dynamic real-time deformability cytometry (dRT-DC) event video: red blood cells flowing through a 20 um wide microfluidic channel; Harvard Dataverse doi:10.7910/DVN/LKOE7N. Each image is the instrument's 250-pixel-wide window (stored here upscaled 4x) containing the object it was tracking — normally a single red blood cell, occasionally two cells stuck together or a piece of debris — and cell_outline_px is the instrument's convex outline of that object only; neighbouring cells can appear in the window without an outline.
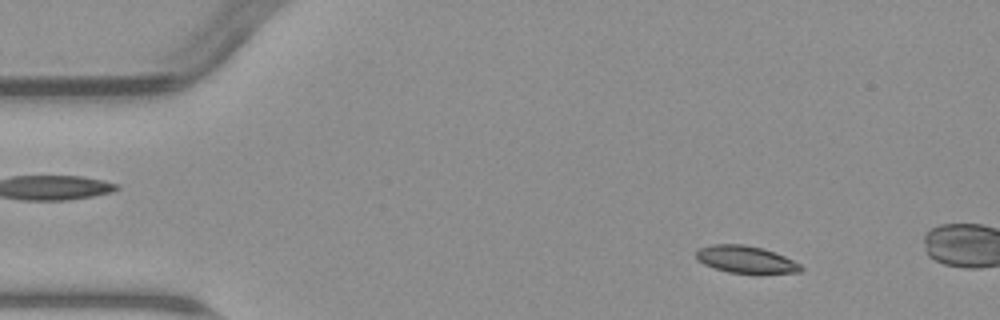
{"species": "common noctule bat (a hibernating species)", "species_latin": "Nyctalus noctula", "temperature_condition": "warm", "stored_images_in_passage": 3, "camera_frame_rate_fps": 3000, "um_per_image_px": 0.085, "animal": {"sex": "male", "body_mass_g": 23.1, "forearm_length_mm": 52.7}, "frame": {"image": 1, "passage_image": 1, "time_ms": 0.0, "image_size_px": [1000, 320], "cell_outline_px": [[804, 268], [800, 272], [728, 272], [704, 264], [696, 260], [696, 252], [700, 248], [712, 244], [744, 244], [764, 248], [776, 252], [800, 264]], "centroid_in_image_um": [63.37, 22.02], "position_along_channel_um": 21.6, "area_um2": 16.3}}